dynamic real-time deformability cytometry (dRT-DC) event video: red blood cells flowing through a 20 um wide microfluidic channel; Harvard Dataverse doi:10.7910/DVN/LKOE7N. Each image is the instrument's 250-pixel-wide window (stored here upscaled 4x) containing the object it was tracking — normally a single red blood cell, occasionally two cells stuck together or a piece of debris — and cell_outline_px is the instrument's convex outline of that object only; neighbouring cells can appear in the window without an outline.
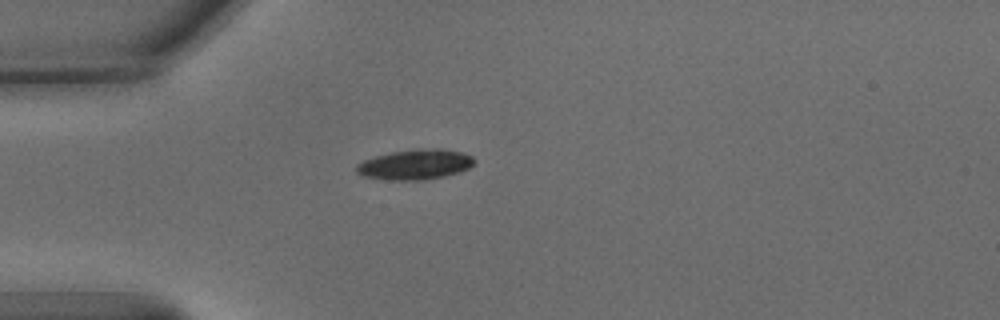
{"species": "common noctule bat (a hibernating species)", "species_latin": "Nyctalus noctula", "temperature_condition": "warm", "stored_images_in_passage": 39, "camera_frame_rate_fps": 3000, "um_per_image_px": 0.085, "animal": {"sex": "male", "body_mass_g": 15.6}, "frame": {"image": 1, "passage_image": 1, "time_ms": 0.0, "image_size_px": [1000, 320], "cell_outline_px": [[476, 160], [468, 168], [460, 172], [444, 176], [424, 180], [388, 180], [364, 176], [356, 172], [356, 164], [364, 160], [376, 156], [392, 152], [416, 148], [440, 148], [460, 152], [472, 156]], "centroid_in_image_um": [35.29, 13.98], "position_along_channel_um": 49.7, "area_um2": 20.75}}
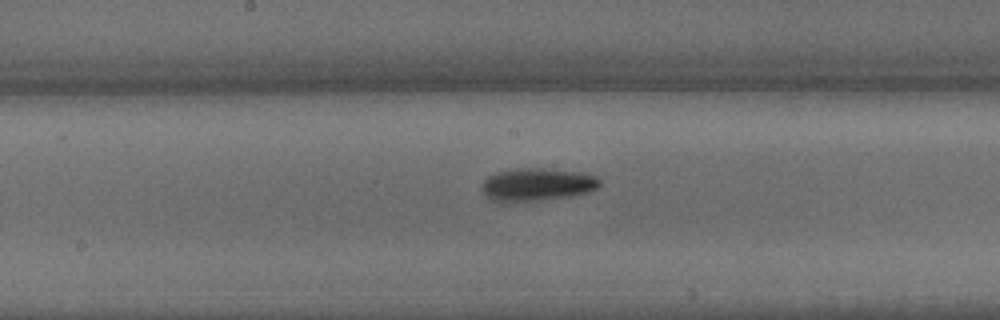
{"frame": {"image": 2, "passage_image": 14, "time_ms": 4.333, "image_size_px": [1000, 320], "cell_outline_px": [[600, 184], [596, 188], [588, 192], [572, 196], [540, 200], [500, 204], [484, 196], [480, 188], [484, 180], [488, 176], [496, 172], [520, 168], [548, 168], [584, 172], [596, 176], [600, 180]], "centroid_in_image_um": [45.6, 15.7], "position_along_channel_um": 202.6, "area_um2": 23.18}}
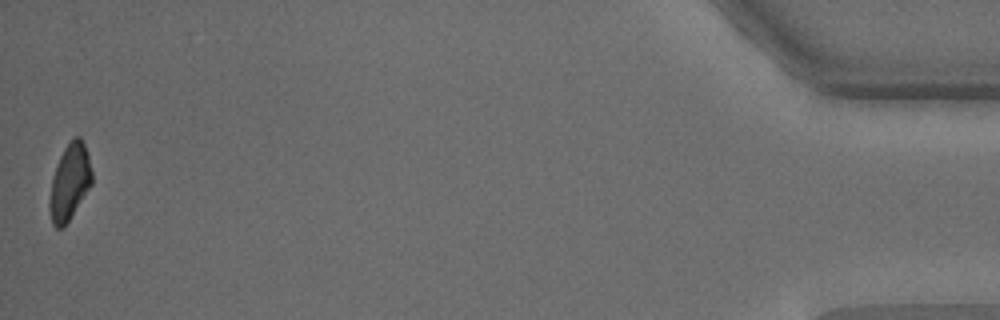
{"frame": {"image": 3, "passage_image": 39, "time_ms": 12.667, "image_size_px": [1000, 320], "cell_outline_px": [[92, 184], [68, 220], [60, 228], [56, 228], [52, 224], [48, 208], [48, 200], [52, 176], [60, 156], [64, 148], [76, 136], [80, 136], [88, 152], [92, 172]], "centroid_in_image_um": [5.9, 15.47], "position_along_channel_um": 429.3, "area_um2": 18.67}, "authors_computed_cell_mechanics": {"area_um2": 20.2878, "velocity_mm_per_s": 3.8238, "shape_relaxation_time_tau1_ms": 2.7797, "shape_relaxation_time_tau2_ms": null, "deformation_change_tau1": 0.1493, "deformation_change_tau2": null}}